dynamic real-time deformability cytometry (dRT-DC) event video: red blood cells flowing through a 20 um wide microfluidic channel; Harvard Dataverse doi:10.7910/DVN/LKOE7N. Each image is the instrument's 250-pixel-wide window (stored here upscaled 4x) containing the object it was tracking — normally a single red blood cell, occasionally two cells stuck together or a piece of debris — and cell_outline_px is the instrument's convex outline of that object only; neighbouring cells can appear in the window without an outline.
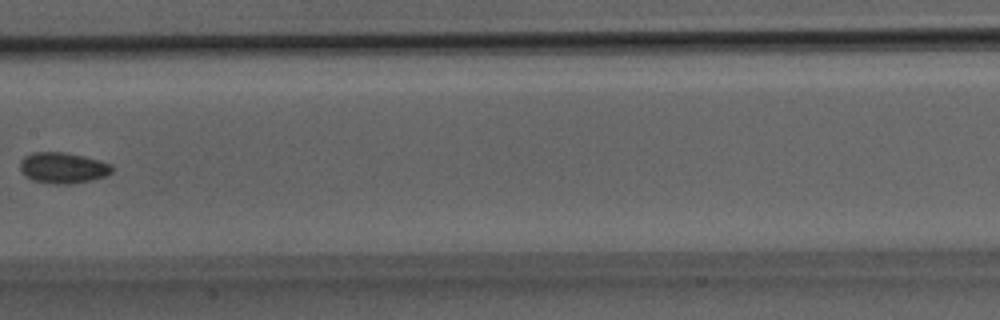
{"species": "Egyptian fruit bat (a non-hibernating species)", "species_latin": "Rousettus aegyptiacus", "temperature_condition": "room temperature", "stored_images_in_passage": 29, "camera_frame_rate_fps": 3000, "um_per_image_px": 0.085, "animal": {"sex": "male"}, "frame": {"image": 1, "passage_image": 13, "time_ms": 4.0, "image_size_px": [1000, 320], "cell_outline_px": [[112, 172], [104, 176], [92, 180], [68, 184], [56, 184], [32, 180], [24, 176], [20, 172], [20, 160], [24, 156], [32, 152], [64, 152], [84, 156], [100, 160], [112, 164]], "centroid_in_image_um": [5.32, 14.26], "position_along_channel_um": 202.1, "area_um2": 16.7}}
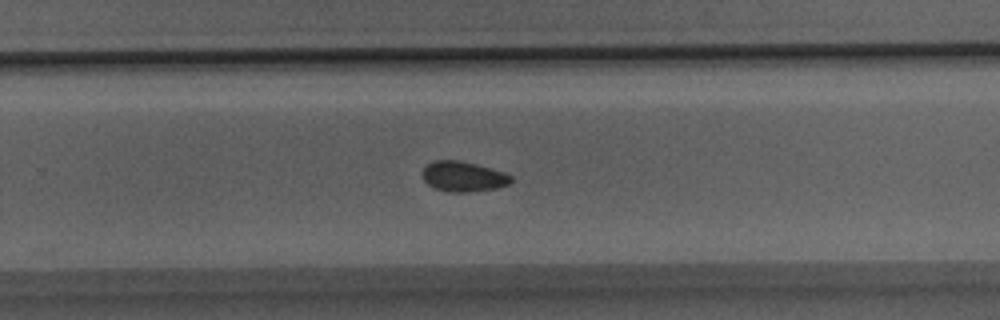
{"frame": {"image": 2, "passage_image": 17, "time_ms": 5.333, "image_size_px": [1000, 320], "cell_outline_px": [[512, 180], [508, 184], [496, 188], [468, 192], [448, 192], [432, 188], [424, 180], [420, 172], [432, 160], [460, 160], [476, 164], [504, 172], [512, 176]], "centroid_in_image_um": [39.33, 15.0], "position_along_channel_um": 290.5, "area_um2": 15.72}}